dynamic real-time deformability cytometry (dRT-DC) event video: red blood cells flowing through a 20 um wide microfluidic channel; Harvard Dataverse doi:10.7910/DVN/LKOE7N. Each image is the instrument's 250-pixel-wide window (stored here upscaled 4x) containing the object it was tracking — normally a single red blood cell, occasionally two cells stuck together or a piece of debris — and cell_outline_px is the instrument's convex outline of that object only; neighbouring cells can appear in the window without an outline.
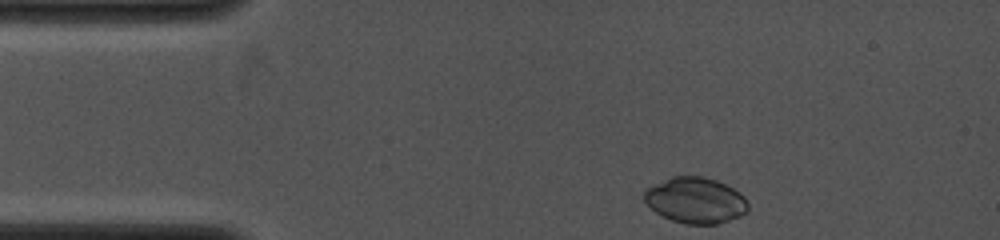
{"species": "common noctule bat (a hibernating species)", "species_latin": "Nyctalus noctula", "temperature_condition": "cold", "stored_images_in_passage": 32, "camera_frame_rate_fps": 4000, "um_per_image_px": 0.085, "animal": {"sex": "female", "body_mass_g": 19.0, "forearm_length_mm": 53.3}, "frame": {"image": 1, "passage_image": 1, "time_ms": 0.0, "image_size_px": [1000, 240], "cell_outline_px": [[748, 208], [740, 216], [716, 224], [684, 224], [672, 220], [656, 212], [644, 200], [644, 192], [648, 188], [672, 176], [704, 176], [716, 180], [740, 192], [744, 196], [748, 204]], "centroid_in_image_um": [59.13, 17.02], "position_along_channel_um": 25.9, "area_um2": 27.46}}
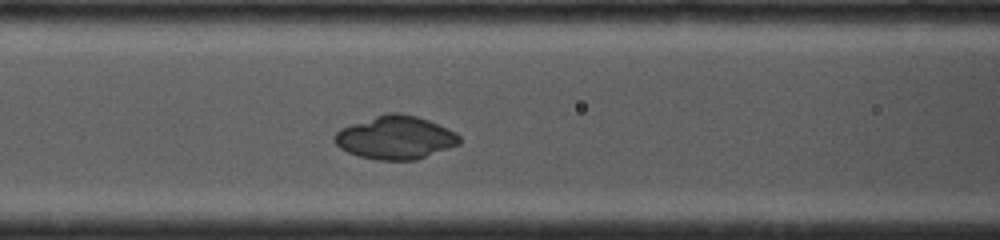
{"frame": {"image": 2, "passage_image": 15, "time_ms": 3.75, "image_size_px": [1000, 240], "cell_outline_px": [[460, 144], [416, 160], [376, 160], [360, 156], [348, 152], [340, 148], [332, 140], [332, 136], [340, 128], [388, 112], [400, 112], [416, 116], [428, 120], [456, 132], [460, 136]], "centroid_in_image_um": [33.6, 11.69], "position_along_channel_um": 133.0, "area_um2": 31.44}}
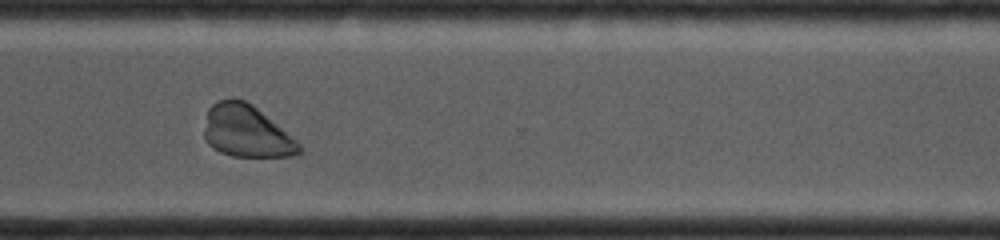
{"frame": {"image": 3, "passage_image": 26, "time_ms": 8.75, "image_size_px": [1000, 240], "cell_outline_px": [[304, 152], [292, 156], [232, 156], [220, 152], [212, 148], [204, 140], [204, 128], [208, 108], [212, 104], [220, 100], [232, 96], [244, 100], [252, 104], [296, 140], [304, 148]], "centroid_in_image_um": [20.93, 11.15], "position_along_channel_um": 349.7, "area_um2": 28.96}}